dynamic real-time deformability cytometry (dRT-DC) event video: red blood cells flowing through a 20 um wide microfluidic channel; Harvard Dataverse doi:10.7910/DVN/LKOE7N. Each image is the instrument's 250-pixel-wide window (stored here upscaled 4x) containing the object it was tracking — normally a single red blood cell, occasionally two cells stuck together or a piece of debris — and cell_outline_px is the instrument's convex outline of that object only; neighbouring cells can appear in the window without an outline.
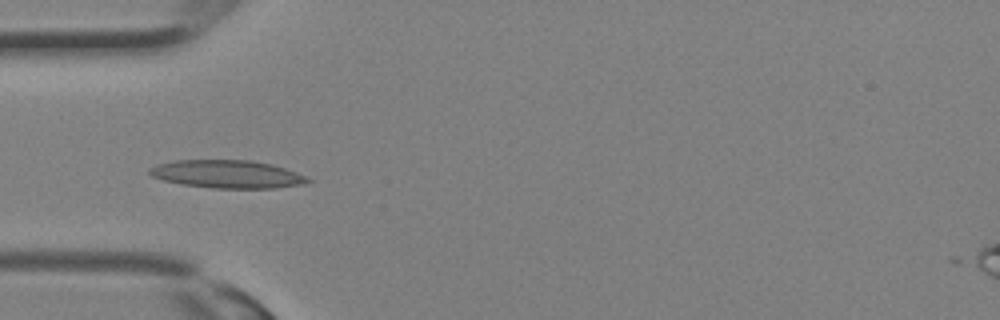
{"species": "Egyptian fruit bat (a non-hibernating species)", "species_latin": "Rousettus aegyptiacus", "temperature_condition": "room temperature", "stored_images_in_passage": 23, "camera_frame_rate_fps": 3000, "um_per_image_px": 0.085, "animal": {"sex": "female"}, "frame": {"image": 1, "passage_image": 1, "time_ms": 0.0, "image_size_px": [1000, 320], "cell_outline_px": [[312, 180], [304, 184], [276, 188], [212, 188], [180, 184], [164, 180], [152, 176], [148, 172], [148, 168], [156, 164], [176, 160], [252, 160], [272, 164], [308, 176]], "centroid_in_image_um": [19.32, 14.8], "position_along_channel_um": 65.7, "area_um2": 25.95}}
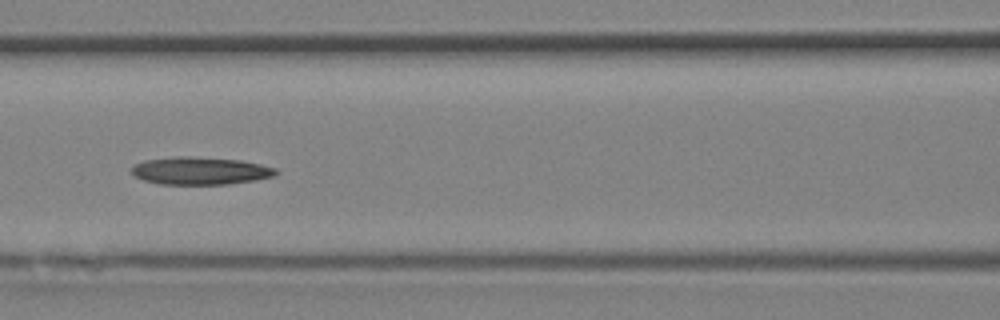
{"frame": {"image": 2, "passage_image": 5, "time_ms": 1.333, "image_size_px": [1000, 320], "cell_outline_px": [[280, 172], [272, 176], [256, 180], [228, 184], [160, 184], [144, 180], [136, 176], [132, 172], [132, 168], [136, 164], [144, 160], [176, 156], [188, 156], [240, 160], [260, 164], [276, 168]], "centroid_in_image_um": [17.05, 14.51], "position_along_channel_um": 149.6, "area_um2": 23.12}}
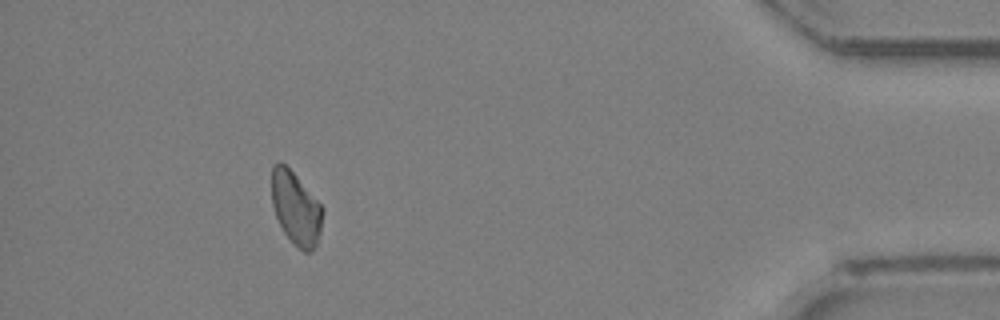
{"frame": {"image": 3, "passage_image": 20, "time_ms": 6.333, "image_size_px": [1000, 320], "cell_outline_px": [[324, 212], [320, 232], [316, 244], [312, 252], [304, 252], [284, 232], [276, 216], [272, 204], [272, 164], [280, 160], [296, 176], [324, 208]], "centroid_in_image_um": [25.15, 17.68], "position_along_channel_um": 410.0, "area_um2": 21.39}}